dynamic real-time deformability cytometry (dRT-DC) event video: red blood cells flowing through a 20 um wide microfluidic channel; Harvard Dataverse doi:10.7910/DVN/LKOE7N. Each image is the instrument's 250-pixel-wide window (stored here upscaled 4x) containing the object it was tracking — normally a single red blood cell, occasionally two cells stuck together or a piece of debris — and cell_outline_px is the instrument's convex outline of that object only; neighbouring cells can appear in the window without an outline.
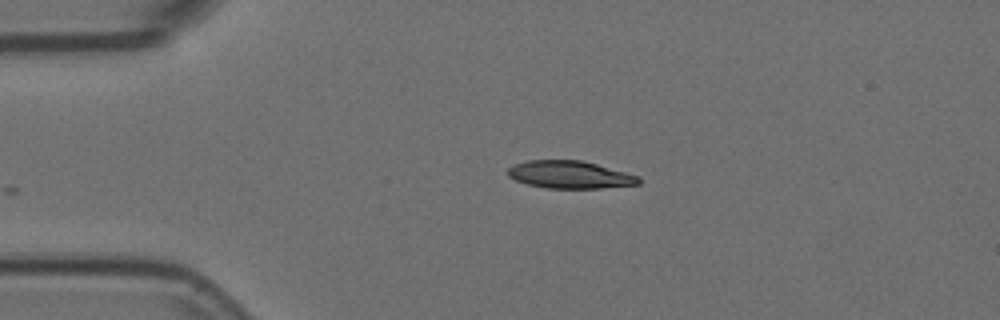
{"species": "Egyptian fruit bat (a non-hibernating species)", "species_latin": "Rousettus aegyptiacus", "temperature_condition": "room temperature", "stored_images_in_passage": 41, "camera_frame_rate_fps": 3000, "um_per_image_px": 0.085, "animal": {"sex": "female"}, "frame": {"image": 1, "passage_image": 1, "time_ms": 0.0, "image_size_px": [1000, 320], "cell_outline_px": [[640, 184], [600, 188], [548, 188], [528, 184], [516, 180], [508, 176], [508, 168], [512, 164], [528, 160], [580, 160], [596, 164], [640, 176]], "centroid_in_image_um": [48.43, 14.84], "position_along_channel_um": 36.6, "area_um2": 20.92}}
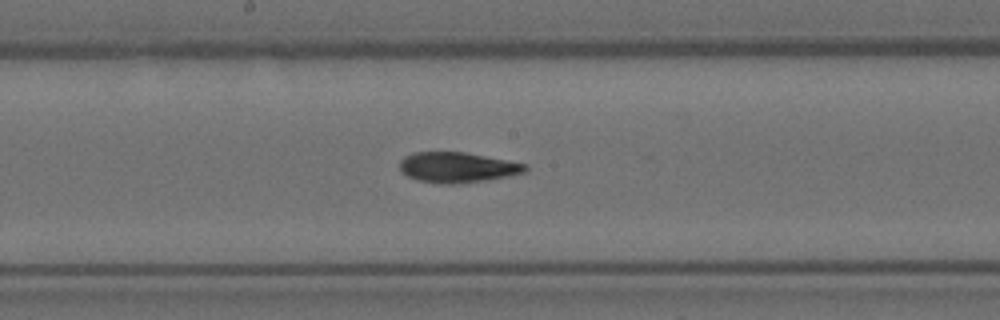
{"frame": {"image": 2, "passage_image": 18, "time_ms": 5.667, "image_size_px": [1000, 320], "cell_outline_px": [[528, 168], [524, 172], [508, 176], [488, 180], [456, 184], [440, 184], [416, 180], [408, 176], [400, 168], [400, 160], [404, 156], [412, 152], [464, 152], [528, 164]], "centroid_in_image_um": [38.87, 14.23], "position_along_channel_um": 209.3, "area_um2": 22.25}}
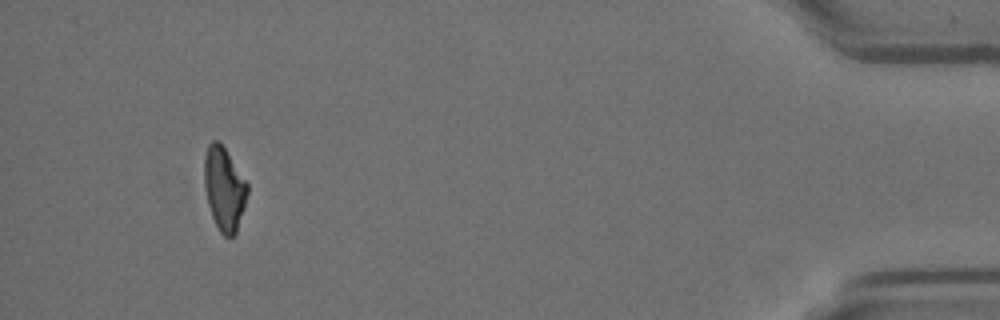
{"frame": {"image": 3, "passage_image": 41, "time_ms": 13.333, "image_size_px": [1000, 320], "cell_outline_px": [[248, 192], [244, 208], [236, 232], [232, 236], [224, 236], [220, 232], [212, 216], [208, 204], [204, 188], [204, 156], [208, 144], [212, 140], [220, 140], [248, 184]], "centroid_in_image_um": [19.04, 16.0], "position_along_channel_um": 416.2, "area_um2": 21.04}, "authors_computed_cell_mechanics": {"area_um2": 22.1952, "velocity_mm_per_s": 3.6282, "shape_relaxation_time_tau1_ms": null, "shape_relaxation_time_tau2_ms": 7.8979, "deformation_change_tau1": null, "deformation_change_tau2": 0.1492}}